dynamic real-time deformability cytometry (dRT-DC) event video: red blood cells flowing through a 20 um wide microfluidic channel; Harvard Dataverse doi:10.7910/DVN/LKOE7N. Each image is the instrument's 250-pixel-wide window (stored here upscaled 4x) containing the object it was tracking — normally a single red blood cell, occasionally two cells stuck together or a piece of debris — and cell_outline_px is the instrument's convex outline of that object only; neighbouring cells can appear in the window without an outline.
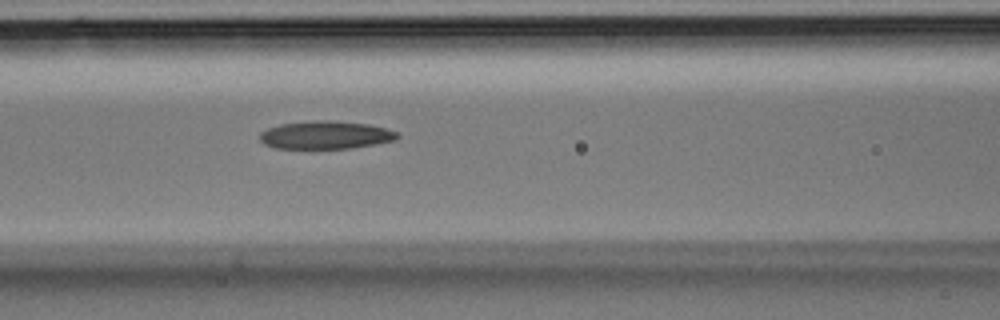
{"species": "Egyptian fruit bat (a non-hibernating species)", "species_latin": "Rousettus aegyptiacus", "temperature_condition": "room temperature", "stored_images_in_passage": 31, "camera_frame_rate_fps": 3000, "um_per_image_px": 0.085, "animal": {"sex": "male"}, "frame": {"image": 1, "passage_image": 15, "time_ms": 4.667, "image_size_px": [1000, 320], "cell_outline_px": [[400, 136], [396, 140], [376, 144], [352, 148], [276, 148], [264, 144], [260, 140], [260, 132], [268, 128], [280, 124], [320, 120], [324, 120], [368, 124], [384, 128], [396, 132]], "centroid_in_image_um": [27.67, 11.48], "position_along_channel_um": 138.9, "area_um2": 22.2}}
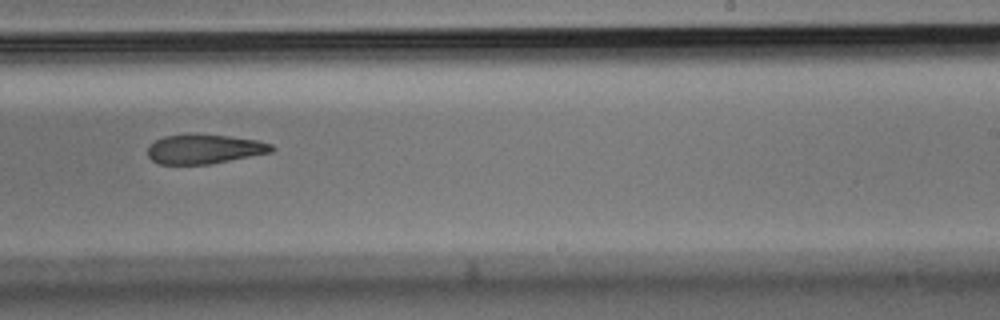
{"frame": {"image": 2, "passage_image": 22, "time_ms": 7.0, "image_size_px": [1000, 320], "cell_outline_px": [[276, 148], [272, 152], [208, 164], [160, 164], [152, 160], [148, 156], [148, 148], [156, 140], [164, 136], [228, 136], [256, 140], [272, 144]], "centroid_in_image_um": [17.4, 12.7], "position_along_channel_um": 271.6, "area_um2": 20.46}}
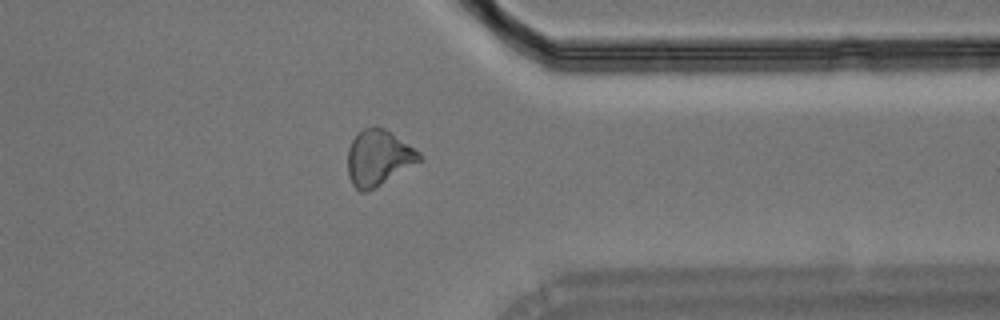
{"frame": {"image": 3, "passage_image": 28, "time_ms": 9.0, "image_size_px": [1000, 320], "cell_outline_px": [[424, 160], [368, 192], [360, 192], [352, 184], [348, 176], [348, 148], [356, 132], [364, 128], [376, 124], [384, 128], [420, 152]], "centroid_in_image_um": [32.17, 13.41], "position_along_channel_um": 379.2, "area_um2": 23.64}}